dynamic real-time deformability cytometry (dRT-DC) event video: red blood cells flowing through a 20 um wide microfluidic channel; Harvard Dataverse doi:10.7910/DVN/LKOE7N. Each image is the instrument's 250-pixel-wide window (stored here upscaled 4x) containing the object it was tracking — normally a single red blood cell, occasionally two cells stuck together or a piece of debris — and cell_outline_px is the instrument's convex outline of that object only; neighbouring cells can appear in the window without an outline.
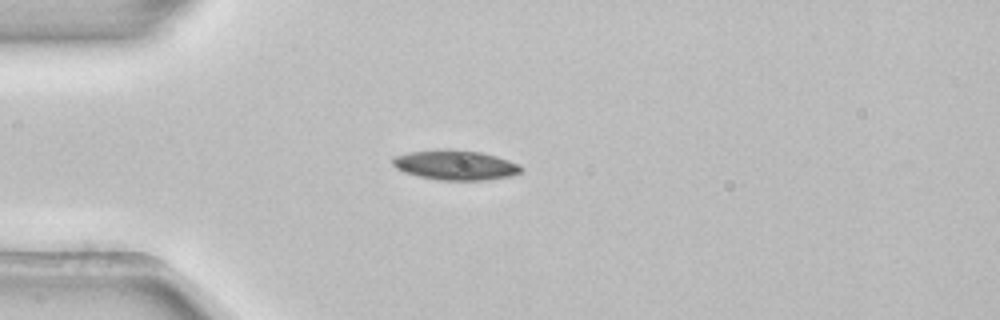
{"species": "common noctule bat (a hibernating species)", "species_latin": "Nyctalus noctula", "temperature_condition": "room temperature", "stored_images_in_passage": 4, "camera_frame_rate_fps": 3000, "um_per_image_px": 0.085, "animal": {"sex": "female", "body_mass_g": 22.7, "forearm_length_mm": 54.2}, "frame": {"image": 1, "passage_image": 4, "time_ms": 1.0, "image_size_px": [1000, 320], "cell_outline_px": [[524, 168], [520, 172], [512, 176], [488, 180], [440, 180], [420, 176], [404, 172], [396, 168], [392, 164], [392, 156], [408, 152], [480, 152], [496, 156], [508, 160]], "centroid_in_image_um": [38.72, 14.08], "position_along_channel_um": 46.3, "area_um2": 21.39}}